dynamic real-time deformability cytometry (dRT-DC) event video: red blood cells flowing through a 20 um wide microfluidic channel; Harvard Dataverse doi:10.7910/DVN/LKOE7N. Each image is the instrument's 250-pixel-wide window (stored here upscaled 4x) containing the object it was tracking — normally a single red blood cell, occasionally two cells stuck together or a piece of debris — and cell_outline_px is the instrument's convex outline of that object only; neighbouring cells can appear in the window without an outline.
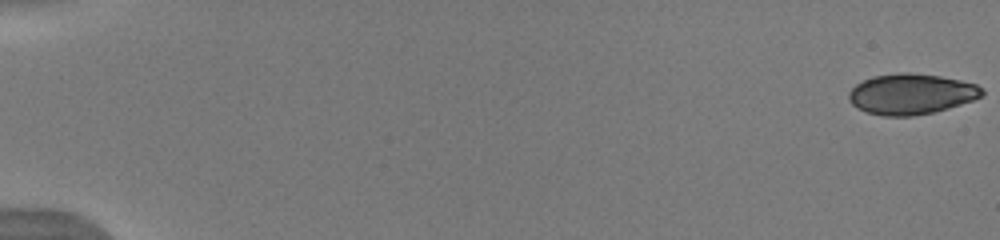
{"species": "human", "species_latin": "Homo sapiens", "temperature_condition": "warm", "stored_images_in_passage": 52, "camera_frame_rate_fps": 3000, "um_per_image_px": 0.085, "donor": {"sex": "male"}, "frame": {"image": 1, "passage_image": 1, "time_ms": 0.0, "image_size_px": [1000, 240], "cell_outline_px": [[984, 96], [948, 108], [932, 112], [912, 116], [884, 116], [868, 112], [856, 108], [848, 100], [848, 92], [856, 84], [872, 76], [904, 72], [908, 72], [940, 76], [960, 80], [976, 84], [984, 88]], "centroid_in_image_um": [77.45, 7.99], "position_along_channel_um": 7.6, "area_um2": 31.56}}
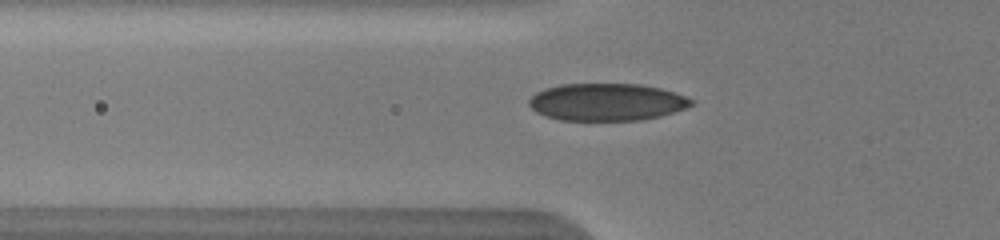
{"frame": {"image": 2, "passage_image": 20, "time_ms": 6.333, "image_size_px": [1000, 240], "cell_outline_px": [[696, 100], [692, 104], [684, 108], [660, 116], [640, 120], [560, 120], [544, 116], [536, 112], [528, 104], [528, 100], [536, 92], [544, 88], [560, 84], [640, 84], [660, 88]], "centroid_in_image_um": [51.53, 8.67], "position_along_channel_um": 74.3, "area_um2": 35.26}}
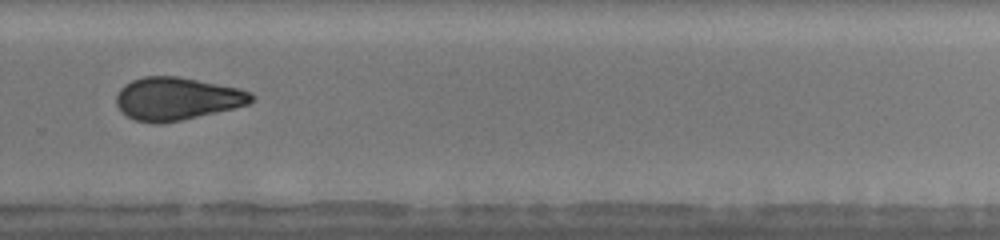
{"frame": {"image": 3, "passage_image": 38, "time_ms": 12.333, "image_size_px": [1000, 240], "cell_outline_px": [[256, 100], [248, 104], [232, 108], [180, 120], [160, 124], [156, 124], [136, 120], [128, 116], [116, 104], [116, 96], [120, 88], [124, 84], [132, 80], [144, 76], [180, 76], [240, 88], [252, 92], [256, 96]], "centroid_in_image_um": [15.06, 8.37], "position_along_channel_um": 314.7, "area_um2": 33.7}, "authors_computed_cell_mechanics": {"area_um2": 33.3217, "velocity_mm_per_s": 4.0141, "shape_relaxation_time_tau1_ms": null, "shape_relaxation_time_tau2_ms": 3.2, "deformation_change_tau1": null, "deformation_change_tau2": 0.0659}}